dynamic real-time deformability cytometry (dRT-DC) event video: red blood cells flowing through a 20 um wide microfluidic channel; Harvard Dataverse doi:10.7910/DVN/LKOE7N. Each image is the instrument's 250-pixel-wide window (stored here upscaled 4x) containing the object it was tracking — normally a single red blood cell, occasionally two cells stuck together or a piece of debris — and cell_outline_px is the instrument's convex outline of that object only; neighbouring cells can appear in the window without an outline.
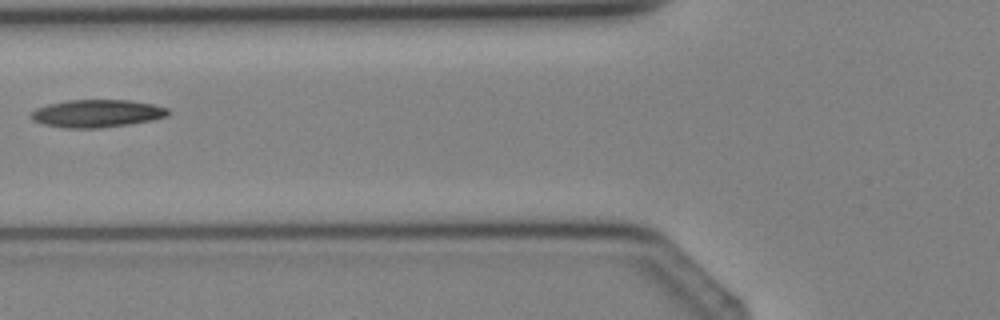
{"species": "Egyptian fruit bat (a non-hibernating species)", "species_latin": "Rousettus aegyptiacus", "temperature_condition": "cold", "stored_images_in_passage": 5, "camera_frame_rate_fps": 3000, "um_per_image_px": 0.085, "animal": {"sex": "female"}, "frame": {"image": 1, "passage_image": 5, "time_ms": 4.667, "image_size_px": [1000, 320], "cell_outline_px": [[172, 112], [168, 116], [152, 120], [132, 124], [104, 128], [64, 128], [44, 124], [32, 120], [28, 116], [36, 108], [48, 104], [68, 100], [128, 100], [152, 104], [168, 108]], "centroid_in_image_um": [8.26, 9.65], "position_along_channel_um": 117.5, "area_um2": 22.37}}